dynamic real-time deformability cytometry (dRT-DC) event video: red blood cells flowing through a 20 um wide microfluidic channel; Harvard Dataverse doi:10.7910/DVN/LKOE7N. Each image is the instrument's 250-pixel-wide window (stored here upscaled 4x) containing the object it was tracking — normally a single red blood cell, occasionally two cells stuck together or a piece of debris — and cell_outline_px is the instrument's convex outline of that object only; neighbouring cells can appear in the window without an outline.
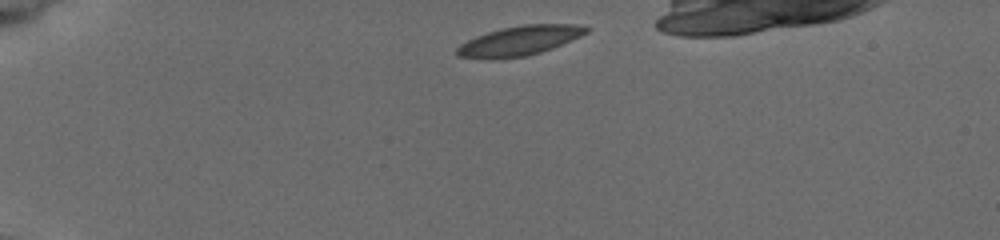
{"species": "common noctule bat (a hibernating species)", "species_latin": "Nyctalus noctula", "temperature_condition": "cold", "stored_images_in_passage": 5, "camera_frame_rate_fps": 3000, "um_per_image_px": 0.085, "animal": {"sex": "female", "body_mass_g": 19.5, "forearm_length_mm": 54.1}, "frame": {"image": 1, "passage_image": 1, "time_ms": 0.0, "image_size_px": [1000, 240], "cell_outline_px": [[592, 28], [588, 32], [572, 40], [552, 48], [540, 52], [524, 56], [492, 60], [488, 60], [456, 56], [456, 48], [460, 44], [476, 36], [500, 28], [524, 24], [580, 24]], "centroid_in_image_um": [44.15, 3.46], "position_along_channel_um": 40.9, "area_um2": 22.54}}
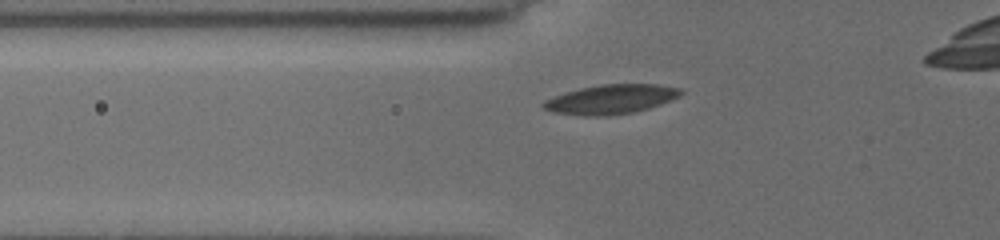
{"frame": {"image": 2, "passage_image": 4, "time_ms": 2.333, "image_size_px": [1000, 240], "cell_outline_px": [[684, 92], [680, 96], [660, 104], [648, 108], [632, 112], [604, 116], [584, 116], [552, 112], [544, 108], [540, 104], [544, 100], [564, 92], [580, 88], [600, 84], [660, 84], [680, 88]], "centroid_in_image_um": [51.91, 8.43], "position_along_channel_um": 73.9, "area_um2": 23.58}}
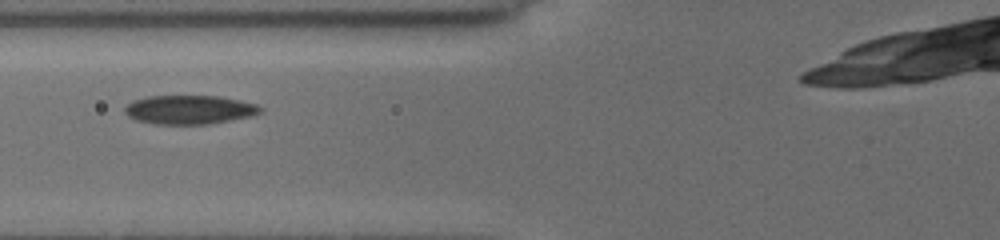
{"frame": {"image": 3, "passage_image": 5, "time_ms": 3.333, "image_size_px": [1000, 240], "cell_outline_px": [[264, 108], [260, 112], [252, 116], [208, 124], [156, 124], [136, 120], [128, 116], [124, 112], [124, 108], [132, 100], [148, 96], [220, 96], [240, 100], [256, 104]], "centroid_in_image_um": [16.1, 9.32], "position_along_channel_um": 109.7, "area_um2": 22.89}}